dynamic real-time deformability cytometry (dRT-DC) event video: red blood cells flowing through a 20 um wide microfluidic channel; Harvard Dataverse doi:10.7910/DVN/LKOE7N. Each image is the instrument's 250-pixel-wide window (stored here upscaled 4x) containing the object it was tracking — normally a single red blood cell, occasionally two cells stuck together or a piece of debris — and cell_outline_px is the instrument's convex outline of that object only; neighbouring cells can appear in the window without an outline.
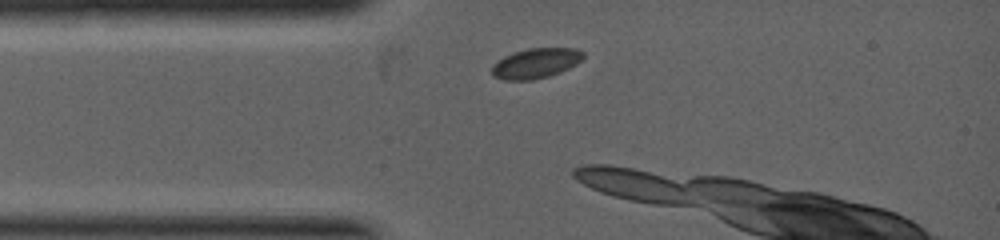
{"species": "common noctule bat (a hibernating species)", "species_latin": "Nyctalus noctula", "temperature_condition": "warm", "stored_images_in_passage": 4, "camera_frame_rate_fps": 5000, "um_per_image_px": 0.085, "animal": {"sex": "female", "body_mass_g": 19.0, "forearm_length_mm": 53.3}, "frame": {"image": 1, "passage_image": 1, "time_ms": 0.0, "image_size_px": [1000, 240], "cell_outline_px": [[584, 56], [576, 64], [560, 72], [548, 76], [532, 80], [504, 80], [492, 76], [492, 64], [496, 60], [512, 52], [528, 48], [576, 48], [584, 52]], "centroid_in_image_um": [45.5, 5.37], "position_along_channel_um": 39.5, "area_um2": 16.13}}